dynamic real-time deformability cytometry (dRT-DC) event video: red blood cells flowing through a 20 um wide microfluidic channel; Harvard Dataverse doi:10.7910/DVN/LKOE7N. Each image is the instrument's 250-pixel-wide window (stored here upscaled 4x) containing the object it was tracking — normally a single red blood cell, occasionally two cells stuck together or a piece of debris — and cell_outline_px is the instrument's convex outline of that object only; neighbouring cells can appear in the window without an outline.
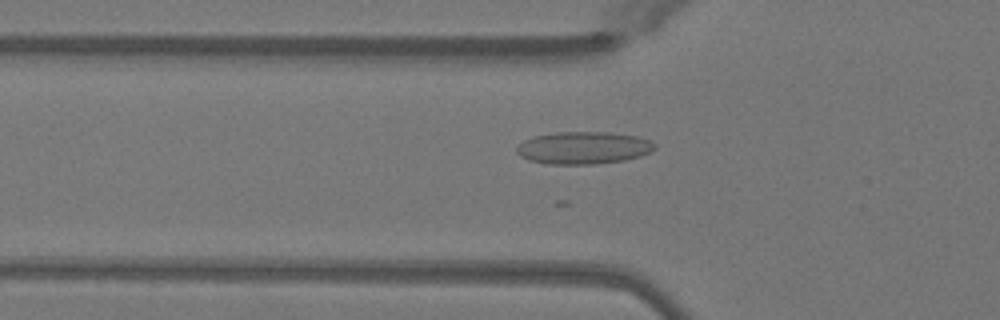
{"species": "Egyptian fruit bat (a non-hibernating species)", "species_latin": "Rousettus aegyptiacus", "temperature_condition": "warm", "stored_images_in_passage": 40, "camera_frame_rate_fps": 3000, "um_per_image_px": 0.085, "animal": {"sex": "female"}, "frame": {"image": 1, "passage_image": 7, "time_ms": 2.0, "image_size_px": [1000, 320], "cell_outline_px": [[656, 148], [652, 152], [640, 156], [624, 160], [596, 164], [548, 164], [528, 160], [520, 156], [516, 152], [516, 148], [524, 140], [532, 136], [556, 132], [612, 132], [636, 136], [648, 140], [656, 144]], "centroid_in_image_um": [49.59, 12.56], "position_along_channel_um": 76.2, "area_um2": 26.24}}
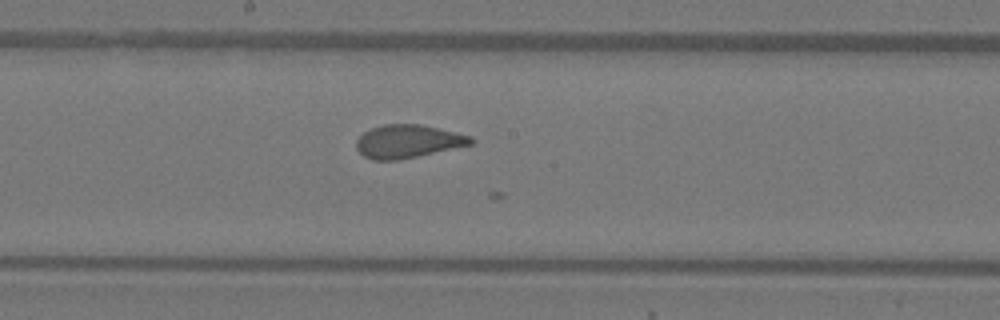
{"frame": {"image": 2, "passage_image": 17, "time_ms": 5.333, "image_size_px": [1000, 320], "cell_outline_px": [[472, 144], [400, 160], [372, 160], [364, 156], [356, 148], [356, 140], [364, 132], [372, 128], [384, 124], [420, 124], [472, 136]], "centroid_in_image_um": [34.64, 12.02], "position_along_channel_um": 213.6, "area_um2": 21.96}}
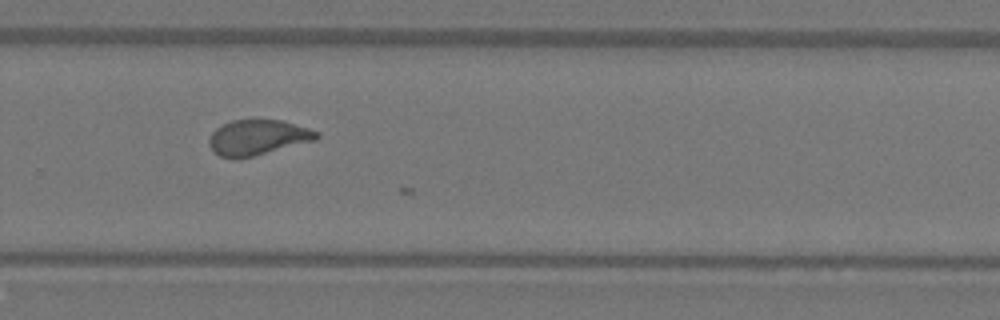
{"frame": {"image": 3, "passage_image": 24, "time_ms": 7.667, "image_size_px": [1000, 320], "cell_outline_px": [[320, 136], [316, 140], [252, 156], [220, 156], [208, 144], [208, 140], [212, 132], [216, 128], [232, 120], [284, 120], [320, 132]], "centroid_in_image_um": [21.95, 11.65], "position_along_channel_um": 307.8, "area_um2": 21.62}}